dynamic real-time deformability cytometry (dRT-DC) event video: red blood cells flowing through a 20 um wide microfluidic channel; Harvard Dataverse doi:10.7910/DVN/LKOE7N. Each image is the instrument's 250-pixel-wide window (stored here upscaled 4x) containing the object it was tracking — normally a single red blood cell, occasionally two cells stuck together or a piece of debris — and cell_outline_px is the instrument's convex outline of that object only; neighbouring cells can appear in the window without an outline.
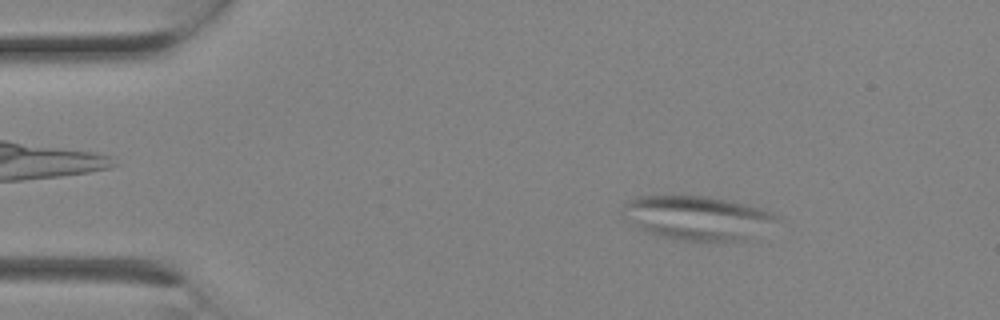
{"species": "Egyptian fruit bat (a non-hibernating species)", "species_latin": "Rousettus aegyptiacus", "temperature_condition": "room temperature", "stored_images_in_passage": 2, "camera_frame_rate_fps": 3000, "um_per_image_px": 0.085, "animal": {"sex": "female"}, "frame": {"image": 1, "passage_image": 2, "time_ms": 0.333, "image_size_px": [1000, 320], "cell_outline_px": [[780, 220], [744, 240], [680, 240], [656, 236], [640, 228], [620, 216], [624, 204], [628, 200], [636, 196], [704, 196], [744, 204], [760, 208], [780, 216]], "centroid_in_image_um": [59.2, 18.51], "position_along_channel_um": 25.8, "area_um2": 39.07}}